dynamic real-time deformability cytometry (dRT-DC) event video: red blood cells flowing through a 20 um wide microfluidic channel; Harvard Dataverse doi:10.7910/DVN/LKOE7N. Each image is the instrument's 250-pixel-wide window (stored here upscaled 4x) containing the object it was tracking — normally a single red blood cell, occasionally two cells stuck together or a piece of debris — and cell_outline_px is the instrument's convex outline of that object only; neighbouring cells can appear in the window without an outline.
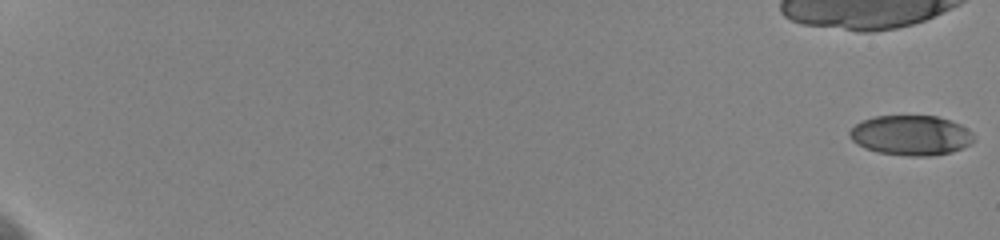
{"species": "human", "species_latin": "Homo sapiens", "temperature_condition": "cold", "stored_images_in_passage": 28, "camera_frame_rate_fps": 3000, "um_per_image_px": 0.085, "donor": {"sex": "female"}, "frame": {"image": 1, "passage_image": 1, "time_ms": 0.0, "image_size_px": [1000, 240], "cell_outline_px": [[976, 140], [972, 144], [952, 152], [928, 156], [908, 156], [876, 152], [864, 148], [856, 144], [848, 136], [848, 132], [860, 120], [876, 116], [936, 116], [960, 124], [968, 128], [976, 136]], "centroid_in_image_um": [77.44, 11.51], "position_along_channel_um": 7.6, "area_um2": 29.3}}